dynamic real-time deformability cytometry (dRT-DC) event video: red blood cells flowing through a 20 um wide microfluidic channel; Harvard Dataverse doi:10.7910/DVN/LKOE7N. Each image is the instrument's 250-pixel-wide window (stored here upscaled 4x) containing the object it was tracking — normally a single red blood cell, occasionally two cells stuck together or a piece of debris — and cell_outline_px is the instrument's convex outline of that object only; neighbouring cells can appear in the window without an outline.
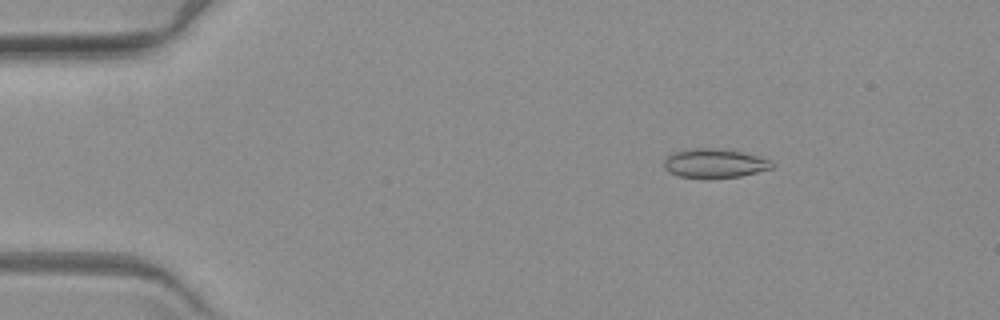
{"species": "common noctule bat (a hibernating species)", "species_latin": "Nyctalus noctula", "temperature_condition": "warm", "stored_images_in_passage": 5, "camera_frame_rate_fps": 3000, "um_per_image_px": 0.085, "animal": {"sex": "female", "body_mass_g": 19.3, "forearm_length_mm": 54.1}, "frame": {"image": 1, "passage_image": 3, "time_ms": 2.333, "image_size_px": [1000, 320], "cell_outline_px": [[776, 164], [772, 168], [740, 176], [680, 176], [668, 172], [664, 168], [664, 160], [668, 156], [676, 152], [688, 148], [720, 148], [740, 152], [772, 160]], "centroid_in_image_um": [60.75, 13.85], "position_along_channel_um": 24.3, "area_um2": 17.74}}
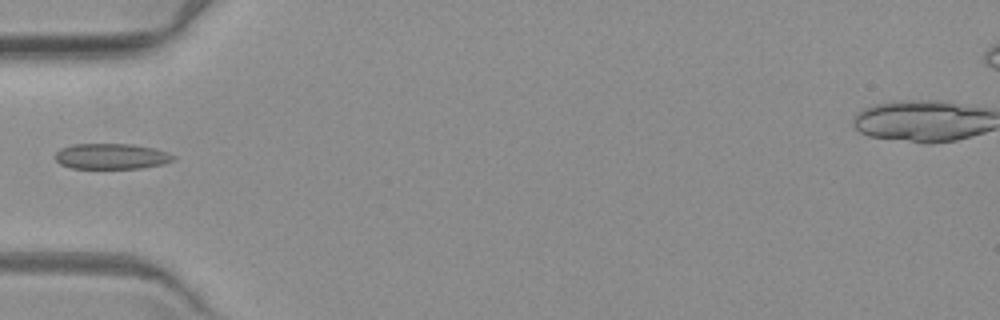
{"frame": {"image": 2, "passage_image": 5, "time_ms": 6.0, "image_size_px": [1000, 320], "cell_outline_px": [[176, 160], [164, 164], [144, 168], [72, 168], [60, 164], [56, 160], [56, 152], [60, 148], [72, 144], [132, 144], [156, 148], [168, 152], [176, 156]], "centroid_in_image_um": [9.53, 13.28], "position_along_channel_um": 75.5, "area_um2": 17.86}}